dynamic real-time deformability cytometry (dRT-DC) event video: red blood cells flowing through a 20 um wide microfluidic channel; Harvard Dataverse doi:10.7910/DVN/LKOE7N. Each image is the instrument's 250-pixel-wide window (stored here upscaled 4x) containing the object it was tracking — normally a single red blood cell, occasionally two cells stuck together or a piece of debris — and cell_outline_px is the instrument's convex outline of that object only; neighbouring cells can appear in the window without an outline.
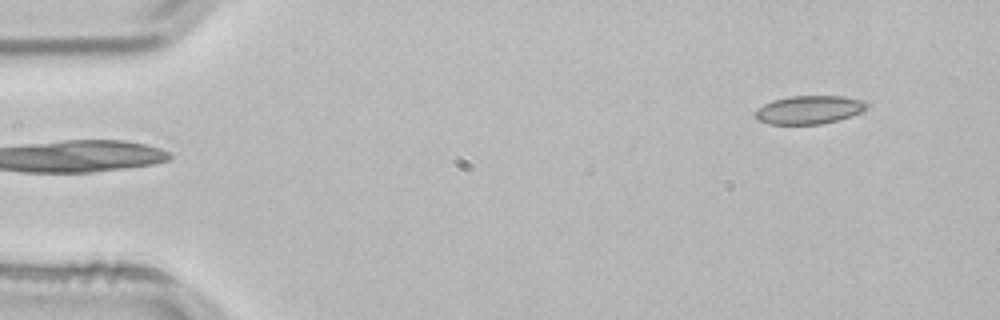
{"species": "common noctule bat (a hibernating species)", "species_latin": "Nyctalus noctula", "temperature_condition": "room temperature", "stored_images_in_passage": 4, "segment_of_instrument_passage": [1, 2], "camera_frame_rate_fps": 3000, "um_per_image_px": 0.085, "animal": {"sex": "male", "body_mass_g": 21.5, "forearm_length_mm": 52.0}, "frame": {"image": 1, "passage_image": 1, "time_ms": 0.0, "image_size_px": [1000, 320], "cell_outline_px": [[872, 104], [868, 108], [852, 116], [820, 124], [768, 124], [756, 120], [756, 112], [764, 104], [772, 100], [788, 96], [844, 96], [868, 100]], "centroid_in_image_um": [68.86, 9.32], "position_along_channel_um": 16.1, "area_um2": 18.67}}
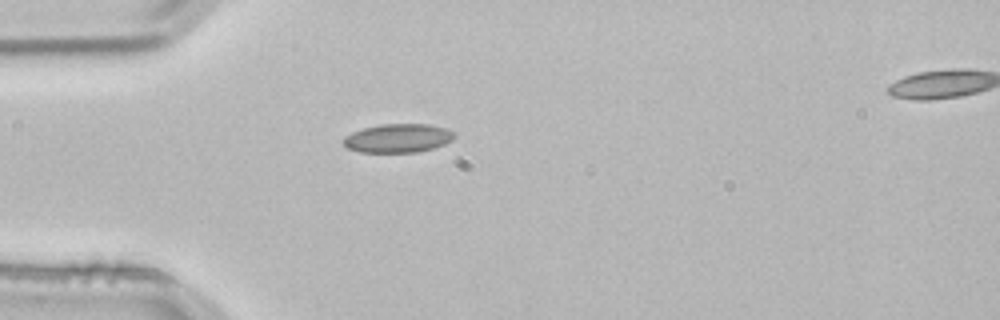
{"frame": {"image": 2, "passage_image": 3, "time_ms": 0.667, "image_size_px": [1000, 320], "cell_outline_px": [[456, 136], [452, 140], [444, 144], [432, 148], [416, 152], [360, 152], [348, 148], [344, 144], [344, 136], [352, 132], [364, 128], [380, 124], [428, 124], [444, 128], [452, 132]], "centroid_in_image_um": [33.81, 11.74], "position_along_channel_um": 51.2, "area_um2": 18.38}}